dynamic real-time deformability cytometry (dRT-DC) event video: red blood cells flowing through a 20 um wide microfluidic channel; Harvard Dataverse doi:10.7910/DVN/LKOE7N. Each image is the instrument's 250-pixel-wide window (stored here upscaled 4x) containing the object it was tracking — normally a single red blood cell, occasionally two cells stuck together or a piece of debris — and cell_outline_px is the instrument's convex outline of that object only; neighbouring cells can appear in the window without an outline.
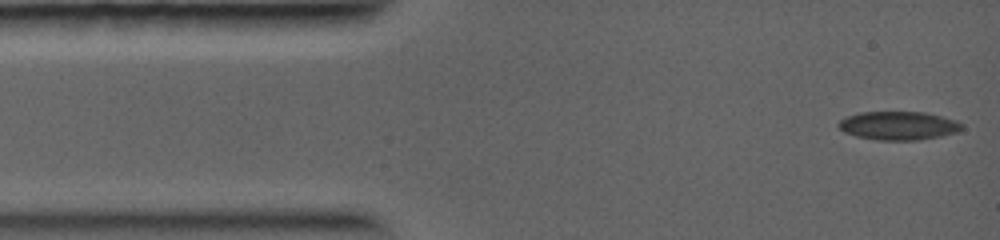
{"species": "common noctule bat (a hibernating species)", "species_latin": "Nyctalus noctula", "temperature_condition": "warm", "stored_images_in_passage": 6, "camera_frame_rate_fps": 5000, "um_per_image_px": 0.085, "animal": {"sex": "female", "body_mass_g": 19.0, "forearm_length_mm": 56.7}, "frame": {"image": 1, "passage_image": 1, "time_ms": 0.0, "image_size_px": [1000, 240], "cell_outline_px": [[964, 128], [956, 132], [940, 136], [916, 140], [876, 140], [856, 136], [844, 132], [836, 124], [844, 116], [860, 112], [924, 112], [956, 120], [964, 124]], "centroid_in_image_um": [76.34, 10.67], "position_along_channel_um": 8.7, "area_um2": 20.58}}
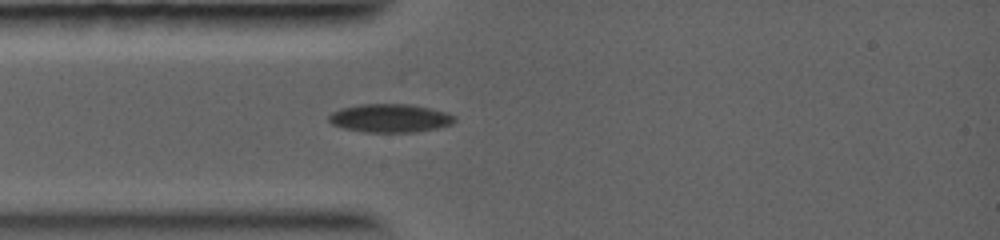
{"frame": {"image": 2, "passage_image": 6, "time_ms": 2.4, "image_size_px": [1000, 240], "cell_outline_px": [[456, 120], [452, 124], [436, 128], [412, 132], [364, 132], [344, 128], [332, 124], [328, 120], [328, 116], [332, 112], [340, 108], [360, 104], [408, 104], [428, 108], [444, 112], [456, 116]], "centroid_in_image_um": [33.12, 10.04], "position_along_channel_um": 51.9, "area_um2": 20.69}}